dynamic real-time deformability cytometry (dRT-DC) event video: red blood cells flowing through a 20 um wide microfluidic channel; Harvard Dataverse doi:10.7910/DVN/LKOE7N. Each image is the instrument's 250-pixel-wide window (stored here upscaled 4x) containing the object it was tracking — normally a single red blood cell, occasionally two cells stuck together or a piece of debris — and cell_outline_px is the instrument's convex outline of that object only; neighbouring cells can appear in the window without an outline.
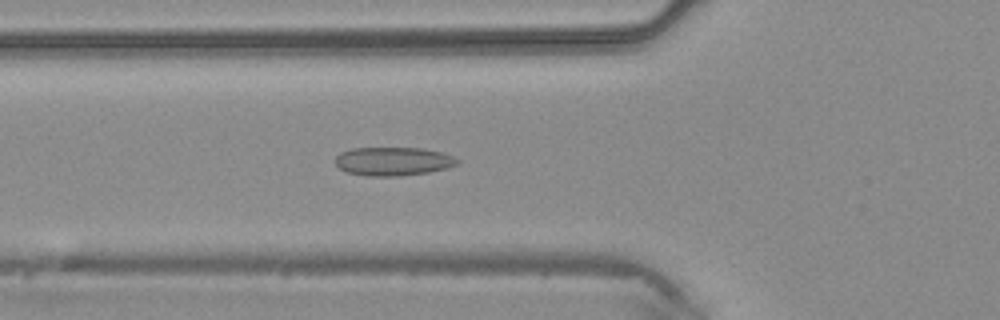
{"species": "common noctule bat (a hibernating species)", "species_latin": "Nyctalus noctula", "temperature_condition": "warm", "stored_images_in_passage": 31, "camera_frame_rate_fps": 3000, "um_per_image_px": 0.085, "animal": {"sex": "male", "body_mass_g": 20.4}, "frame": {"image": 1, "passage_image": 8, "time_ms": 2.333, "image_size_px": [1000, 320], "cell_outline_px": [[460, 164], [448, 168], [428, 172], [400, 176], [368, 176], [344, 172], [336, 164], [336, 156], [340, 152], [352, 148], [424, 148], [440, 152], [452, 156], [460, 160]], "centroid_in_image_um": [33.43, 13.71], "position_along_channel_um": 92.4, "area_um2": 20.46}}
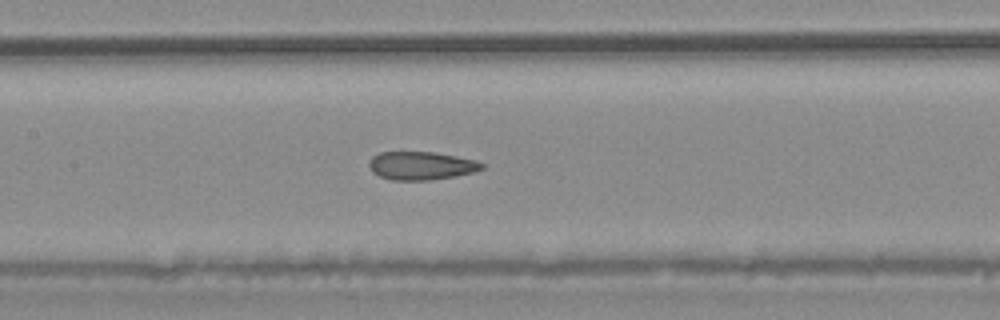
{"frame": {"image": 2, "passage_image": 13, "time_ms": 4.0, "image_size_px": [1000, 320], "cell_outline_px": [[484, 168], [472, 172], [456, 176], [428, 180], [392, 180], [380, 176], [372, 172], [368, 164], [368, 160], [372, 156], [380, 152], [432, 152], [456, 156], [476, 160], [484, 164]], "centroid_in_image_um": [35.77, 14.08], "position_along_channel_um": 171.6, "area_um2": 18.55}}
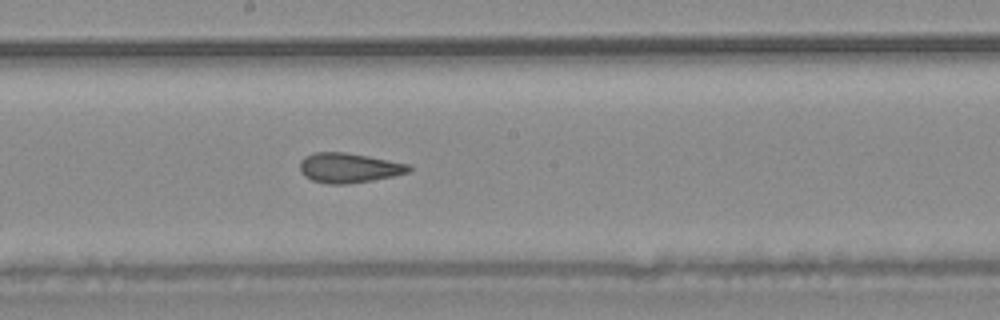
{"frame": {"image": 3, "passage_image": 16, "time_ms": 5.0, "image_size_px": [1000, 320], "cell_outline_px": [[412, 168], [408, 172], [392, 176], [372, 180], [348, 184], [328, 184], [312, 180], [304, 176], [300, 172], [300, 160], [304, 156], [312, 152], [344, 152], [368, 156], [412, 164]], "centroid_in_image_um": [29.63, 14.26], "position_along_channel_um": 218.6, "area_um2": 19.07}}